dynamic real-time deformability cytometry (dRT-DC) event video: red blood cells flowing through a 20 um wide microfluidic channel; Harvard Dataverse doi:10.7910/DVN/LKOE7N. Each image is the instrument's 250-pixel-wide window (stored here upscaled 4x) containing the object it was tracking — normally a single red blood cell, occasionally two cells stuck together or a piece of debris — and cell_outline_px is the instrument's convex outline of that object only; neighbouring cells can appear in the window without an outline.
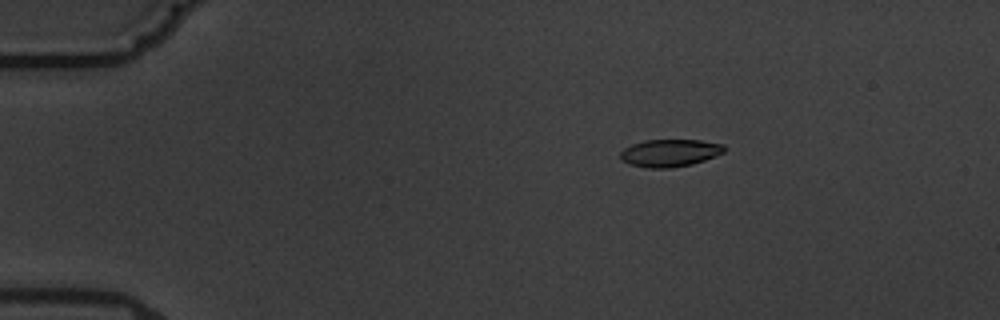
{"species": "common noctule bat (a hibernating species)", "species_latin": "Nyctalus noctula", "temperature_condition": "warm", "stored_images_in_passage": 3, "camera_frame_rate_fps": 3000, "um_per_image_px": 0.085, "animal": {"sex": "male", "body_mass_g": 19.5, "forearm_length_mm": 54.6}, "frame": {"image": 1, "passage_image": 1, "time_ms": 0.0, "image_size_px": [1000, 320], "cell_outline_px": [[724, 152], [704, 160], [692, 164], [672, 168], [648, 168], [628, 164], [620, 160], [620, 152], [624, 148], [632, 144], [644, 140], [700, 140], [724, 144]], "centroid_in_image_um": [56.9, 13.0], "position_along_channel_um": 28.1, "area_um2": 16.7}}